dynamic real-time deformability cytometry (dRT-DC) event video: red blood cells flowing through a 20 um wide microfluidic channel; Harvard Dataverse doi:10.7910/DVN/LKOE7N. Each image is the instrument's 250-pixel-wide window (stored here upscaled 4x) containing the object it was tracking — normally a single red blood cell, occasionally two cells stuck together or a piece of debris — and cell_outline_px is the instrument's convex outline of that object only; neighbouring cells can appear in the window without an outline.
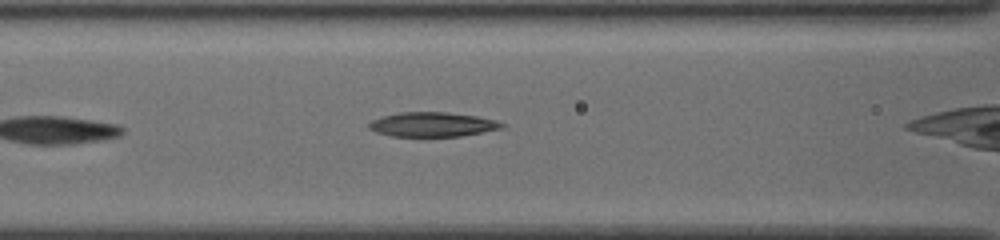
{"species": "common noctule bat (a hibernating species)", "species_latin": "Nyctalus noctula", "temperature_condition": "cold", "stored_images_in_passage": 11, "camera_frame_rate_fps": 3000, "um_per_image_px": 0.085, "animal": {"sex": "female", "body_mass_g": 19.5, "forearm_length_mm": 54.1}, "frame": {"image": 1, "passage_image": 11, "time_ms": 3.333, "image_size_px": [1000, 240], "cell_outline_px": [[504, 124], [500, 128], [460, 136], [392, 136], [376, 132], [368, 128], [368, 124], [372, 120], [384, 116], [400, 112], [448, 112], [476, 116], [496, 120]], "centroid_in_image_um": [36.71, 10.57], "position_along_channel_um": 129.9, "area_um2": 18.67}}